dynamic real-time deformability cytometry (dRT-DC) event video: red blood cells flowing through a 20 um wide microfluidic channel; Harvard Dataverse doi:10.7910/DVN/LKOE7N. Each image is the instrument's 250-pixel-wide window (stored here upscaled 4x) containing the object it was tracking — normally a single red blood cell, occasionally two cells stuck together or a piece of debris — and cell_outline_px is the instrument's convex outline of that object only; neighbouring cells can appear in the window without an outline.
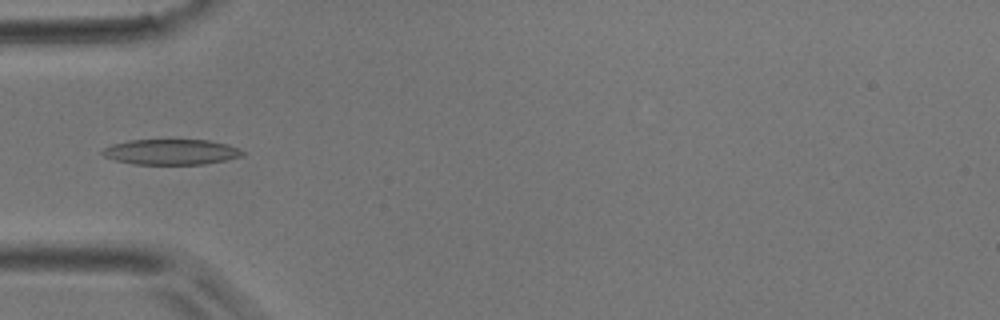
{"species": "common noctule bat (a hibernating species)", "species_latin": "Nyctalus noctula", "temperature_condition": "room temperature", "stored_images_in_passage": 5, "camera_frame_rate_fps": 3000, "um_per_image_px": 0.085, "animal": {"sex": "male", "body_mass_g": 17.9}, "frame": {"image": 1, "passage_image": 4, "time_ms": 1.0, "image_size_px": [1000, 320], "cell_outline_px": [[244, 156], [228, 160], [204, 164], [132, 164], [116, 160], [104, 156], [100, 152], [104, 148], [112, 144], [128, 140], [208, 140], [228, 144], [244, 152]], "centroid_in_image_um": [14.55, 12.91], "position_along_channel_um": 70.4, "area_um2": 20.81}}
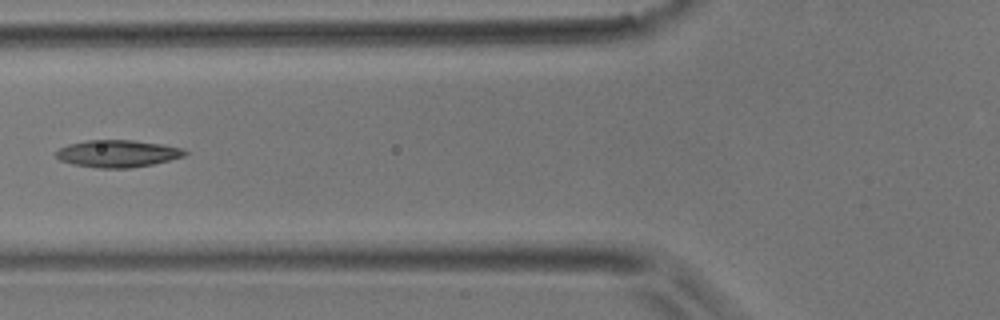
{"frame": {"image": 2, "passage_image": 5, "time_ms": 1.333, "image_size_px": [1000, 320], "cell_outline_px": [[188, 152], [184, 156], [152, 164], [128, 168], [100, 168], [72, 164], [60, 160], [56, 156], [56, 152], [60, 148], [68, 144], [84, 140], [132, 140], [160, 144], [184, 148]], "centroid_in_image_um": [9.98, 13.05], "position_along_channel_um": 115.8, "area_um2": 20.29}}